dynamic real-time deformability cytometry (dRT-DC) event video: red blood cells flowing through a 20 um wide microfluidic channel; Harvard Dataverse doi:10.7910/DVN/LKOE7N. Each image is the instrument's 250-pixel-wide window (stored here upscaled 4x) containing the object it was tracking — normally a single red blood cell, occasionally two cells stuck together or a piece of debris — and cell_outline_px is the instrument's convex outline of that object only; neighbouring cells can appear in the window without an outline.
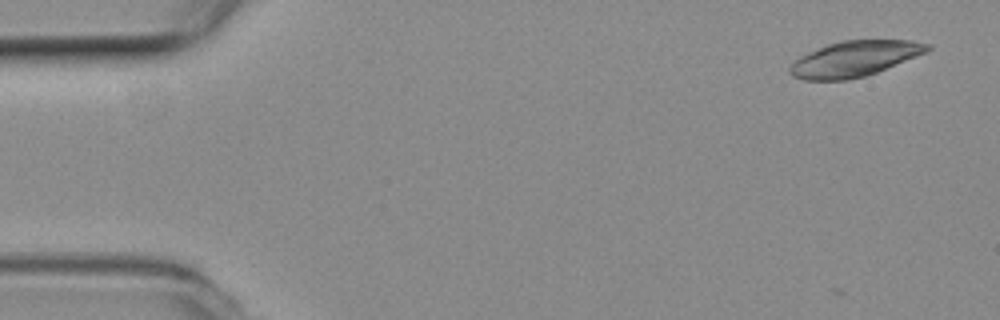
{"species": "common noctule bat (a hibernating species)", "species_latin": "Nyctalus noctula", "temperature_condition": "room temperature", "stored_images_in_passage": 26, "camera_frame_rate_fps": 3000, "um_per_image_px": 0.085, "animal": {"sex": "female", "body_mass_g": 19.3, "forearm_length_mm": 54.1}, "frame": {"image": 1, "passage_image": 3, "time_ms": 0.667, "image_size_px": [1000, 320], "cell_outline_px": [[932, 48], [928, 52], [876, 72], [864, 76], [848, 80], [804, 80], [792, 76], [788, 72], [788, 68], [800, 56], [828, 44], [840, 40], [912, 40], [932, 44]], "centroid_in_image_um": [72.66, 4.99], "position_along_channel_um": 12.3, "area_um2": 28.5}}